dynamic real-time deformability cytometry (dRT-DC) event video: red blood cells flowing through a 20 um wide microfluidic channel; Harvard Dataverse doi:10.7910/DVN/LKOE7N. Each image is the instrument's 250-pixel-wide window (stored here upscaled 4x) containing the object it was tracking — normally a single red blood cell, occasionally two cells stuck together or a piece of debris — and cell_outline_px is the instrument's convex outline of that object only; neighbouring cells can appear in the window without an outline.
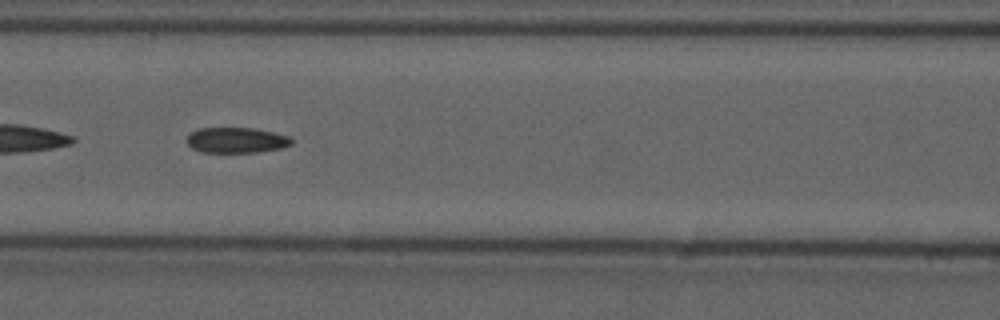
{"species": "common noctule bat (a hibernating species)", "species_latin": "Nyctalus noctula", "temperature_condition": "cold", "stored_images_in_passage": 57, "segment_of_instrument_passage": [2, 2], "camera_frame_rate_fps": 3000, "um_per_image_px": 0.085, "animal": {"sex": "male", "forearm_length_mm": 52.5}, "frame": {"image": 1, "passage_image": 25, "time_ms": 8.0, "image_size_px": [1000, 320], "cell_outline_px": [[292, 144], [284, 148], [260, 152], [200, 152], [192, 148], [188, 144], [188, 136], [196, 128], [252, 128], [292, 136]], "centroid_in_image_um": [20.14, 11.92], "position_along_channel_um": 146.5, "area_um2": 15.66}}
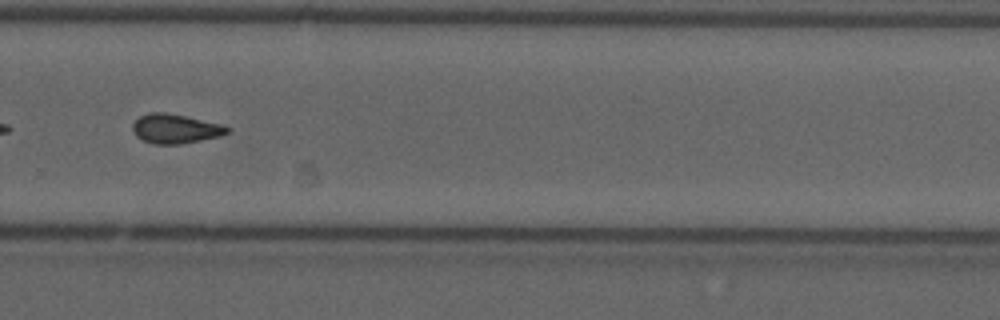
{"frame": {"image": 2, "passage_image": 39, "time_ms": 12.667, "image_size_px": [1000, 320], "cell_outline_px": [[232, 128], [228, 132], [220, 136], [180, 144], [152, 144], [136, 136], [132, 132], [132, 124], [140, 116], [148, 112], [164, 112], [224, 124]], "centroid_in_image_um": [14.9, 10.94], "position_along_channel_um": 314.9, "area_um2": 16.24}}